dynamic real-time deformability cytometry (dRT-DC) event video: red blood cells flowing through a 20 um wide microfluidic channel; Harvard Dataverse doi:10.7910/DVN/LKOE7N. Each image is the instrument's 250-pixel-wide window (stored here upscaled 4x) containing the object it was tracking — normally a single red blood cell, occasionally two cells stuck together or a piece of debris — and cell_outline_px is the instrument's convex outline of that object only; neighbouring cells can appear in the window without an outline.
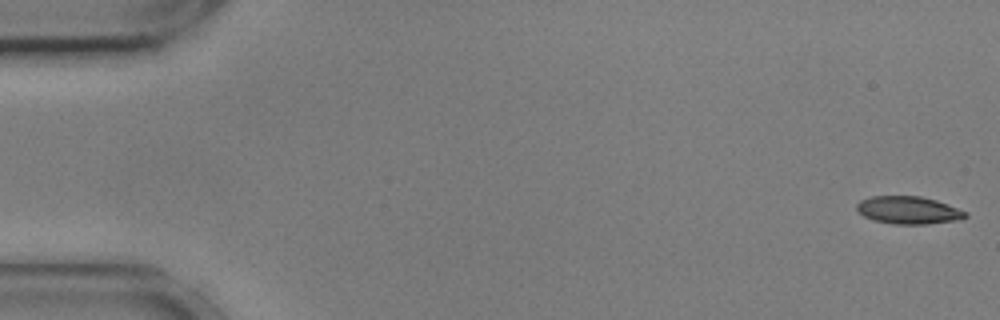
{"species": "common noctule bat (a hibernating species)", "species_latin": "Nyctalus noctula", "temperature_condition": "cold", "stored_images_in_passage": 55, "camera_frame_rate_fps": 3000, "um_per_image_px": 0.085, "animal": {"sex": "male", "body_mass_g": 17.9, "forearm_length_mm": 54.2}, "frame": {"image": 1, "passage_image": 1, "time_ms": 0.0, "image_size_px": [1000, 320], "cell_outline_px": [[968, 216], [952, 220], [928, 224], [892, 224], [876, 220], [864, 216], [856, 208], [856, 204], [860, 200], [872, 196], [920, 196], [936, 200], [968, 212]], "centroid_in_image_um": [77.2, 17.85], "position_along_channel_um": 7.8, "area_um2": 17.28}}
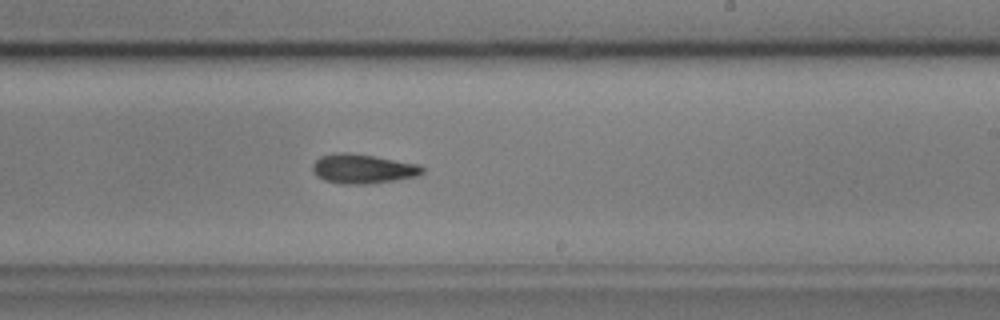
{"frame": {"image": 2, "passage_image": 33, "time_ms": 10.667, "image_size_px": [1000, 320], "cell_outline_px": [[424, 172], [416, 176], [372, 184], [340, 184], [324, 180], [316, 176], [312, 172], [312, 164], [320, 156], [332, 152], [348, 152], [420, 164], [424, 168]], "centroid_in_image_um": [30.79, 14.35], "position_along_channel_um": 258.2, "area_um2": 19.02}}
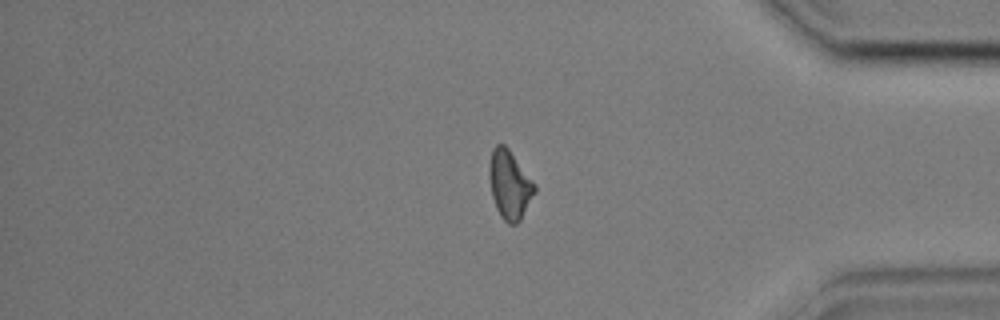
{"frame": {"image": 3, "passage_image": 46, "time_ms": 15.0, "image_size_px": [1000, 320], "cell_outline_px": [[536, 192], [520, 220], [516, 224], [508, 224], [500, 216], [496, 208], [492, 196], [488, 176], [488, 164], [492, 148], [496, 144], [504, 144], [508, 148], [536, 184]], "centroid_in_image_um": [43.3, 15.69], "position_along_channel_um": 391.9, "area_um2": 18.38}, "authors_computed_cell_mechanics": {"area_um2": 18.207, "velocity_mm_per_s": 3.614, "shape_relaxation_time_tau1_ms": 4.9411, "shape_relaxation_time_tau2_ms": 4.2997, "deformation_change_tau1": 0.1241, "deformation_change_tau2": 0.1232}}